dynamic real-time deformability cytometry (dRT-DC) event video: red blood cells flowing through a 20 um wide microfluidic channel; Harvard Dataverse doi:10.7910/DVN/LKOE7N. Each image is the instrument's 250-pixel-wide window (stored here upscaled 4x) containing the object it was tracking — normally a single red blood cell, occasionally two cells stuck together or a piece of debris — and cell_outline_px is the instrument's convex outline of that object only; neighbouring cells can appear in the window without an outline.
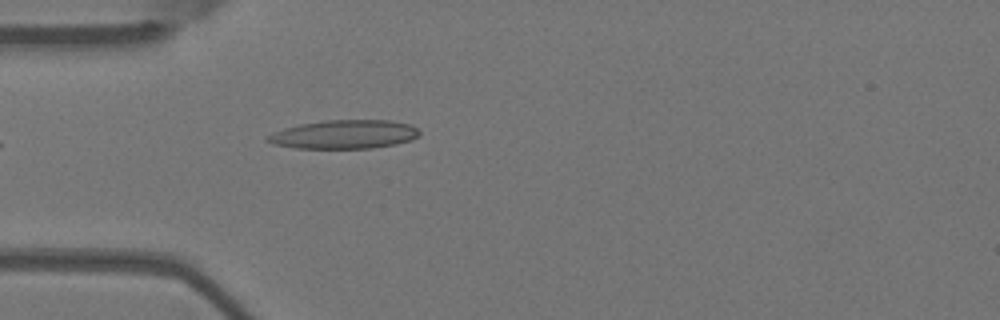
{"species": "Egyptian fruit bat (a non-hibernating species)", "species_latin": "Rousettus aegyptiacus", "temperature_condition": "warm", "stored_images_in_passage": 3, "camera_frame_rate_fps": 3000, "um_per_image_px": 0.085, "animal": {"sex": "female"}, "frame": {"image": 1, "passage_image": 3, "time_ms": 0.667, "image_size_px": [1000, 320], "cell_outline_px": [[420, 136], [412, 140], [396, 144], [372, 148], [296, 148], [276, 144], [264, 140], [264, 136], [272, 132], [284, 128], [300, 124], [324, 120], [392, 120], [408, 124], [416, 128], [420, 132]], "centroid_in_image_um": [29.25, 11.42], "position_along_channel_um": 55.7, "area_um2": 25.55}}